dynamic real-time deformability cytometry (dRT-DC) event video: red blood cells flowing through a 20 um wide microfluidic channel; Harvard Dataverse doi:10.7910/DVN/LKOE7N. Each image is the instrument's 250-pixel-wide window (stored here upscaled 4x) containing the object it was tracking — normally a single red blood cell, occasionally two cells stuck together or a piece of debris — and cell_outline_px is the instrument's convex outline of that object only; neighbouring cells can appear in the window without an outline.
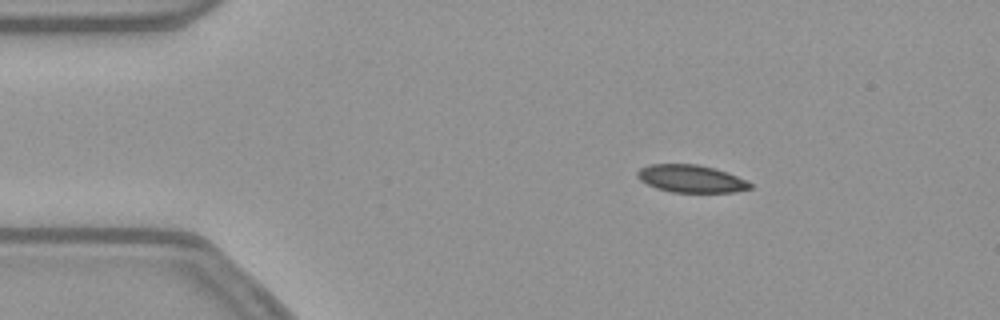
{"species": "common noctule bat (a hibernating species)", "species_latin": "Nyctalus noctula", "temperature_condition": "warm", "stored_images_in_passage": 46, "camera_frame_rate_fps": 3000, "um_per_image_px": 0.085, "animal": {"sex": "female", "body_mass_g": 21.9}, "frame": {"image": 1, "passage_image": 1, "time_ms": 0.0, "image_size_px": [1000, 320], "cell_outline_px": [[752, 188], [732, 192], [672, 192], [656, 188], [640, 180], [636, 176], [636, 172], [640, 168], [648, 164], [696, 164], [712, 168], [736, 176], [752, 184]], "centroid_in_image_um": [58.68, 15.19], "position_along_channel_um": 26.3, "area_um2": 17.86}}
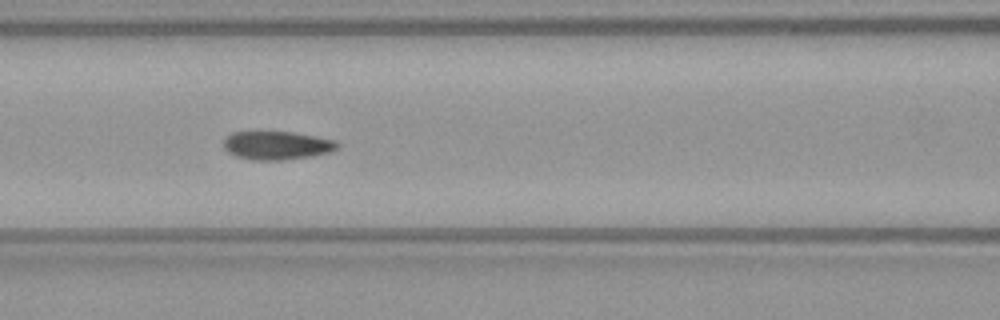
{"frame": {"image": 2, "passage_image": 15, "time_ms": 4.667, "image_size_px": [1000, 320], "cell_outline_px": [[340, 144], [332, 152], [312, 156], [284, 160], [252, 160], [236, 156], [228, 152], [224, 148], [224, 140], [232, 132], [292, 132], [316, 136], [336, 140]], "centroid_in_image_um": [23.56, 12.36], "position_along_channel_um": 143.0, "area_um2": 18.9}}
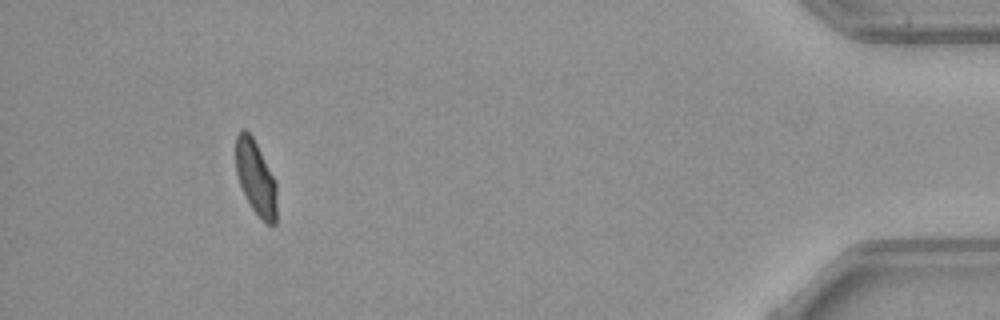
{"frame": {"image": 3, "passage_image": 42, "time_ms": 13.667, "image_size_px": [1000, 320], "cell_outline_px": [[276, 224], [268, 224], [260, 220], [252, 208], [240, 184], [236, 172], [236, 136], [240, 128], [244, 128], [252, 136], [276, 180]], "centroid_in_image_um": [21.75, 15.1], "position_along_channel_um": 413.5, "area_um2": 17.74}, "authors_computed_cell_mechanics": {"area_um2": 18.8717, "velocity_mm_per_s": 3.7941, "shape_relaxation_time_tau1_ms": null, "shape_relaxation_time_tau2_ms": 1.2153, "deformation_change_tau1": null, "deformation_change_tau2": 0.0306}}